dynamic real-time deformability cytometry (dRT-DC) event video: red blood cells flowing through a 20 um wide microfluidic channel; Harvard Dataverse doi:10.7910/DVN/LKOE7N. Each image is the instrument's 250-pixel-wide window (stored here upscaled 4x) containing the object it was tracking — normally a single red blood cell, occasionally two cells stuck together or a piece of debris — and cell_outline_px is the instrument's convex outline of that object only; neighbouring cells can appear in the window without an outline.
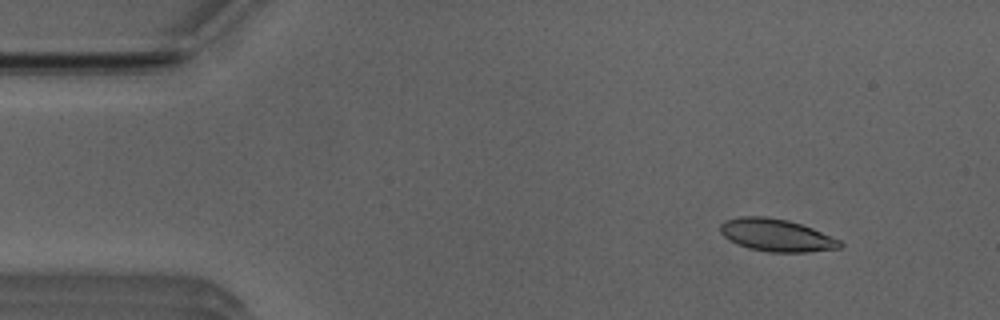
{"species": "Egyptian fruit bat (a non-hibernating species)", "species_latin": "Rousettus aegyptiacus", "temperature_condition": "room temperature", "stored_images_in_passage": 48, "camera_frame_rate_fps": 3000, "um_per_image_px": 0.085, "animal": {"sex": "male"}, "frame": {"image": 1, "passage_image": 2, "time_ms": 0.333, "image_size_px": [1000, 320], "cell_outline_px": [[844, 244], [840, 248], [808, 252], [768, 252], [748, 248], [728, 240], [720, 232], [720, 224], [724, 220], [740, 216], [764, 216], [788, 220], [812, 228], [840, 240]], "centroid_in_image_um": [65.97, 19.99], "position_along_channel_um": 19.0, "area_um2": 22.72}}
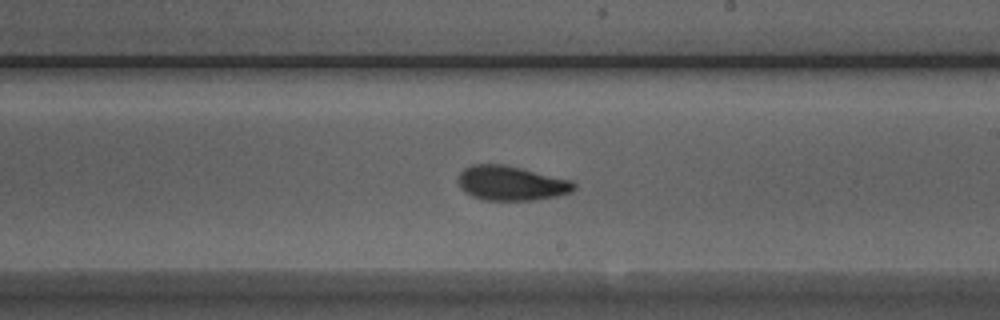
{"frame": {"image": 2, "passage_image": 26, "time_ms": 8.333, "image_size_px": [1000, 320], "cell_outline_px": [[576, 188], [572, 192], [556, 196], [536, 200], [484, 200], [472, 196], [464, 192], [460, 188], [460, 172], [464, 168], [472, 164], [504, 164], [572, 180], [576, 184]], "centroid_in_image_um": [43.47, 15.57], "position_along_channel_um": 245.5, "area_um2": 23.35}}
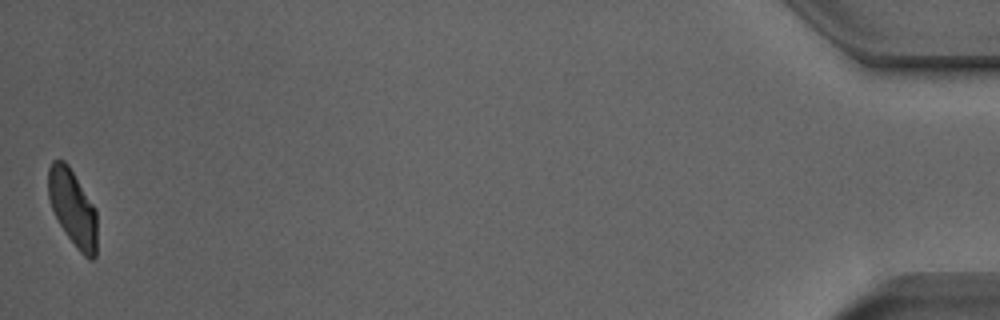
{"frame": {"image": 3, "passage_image": 48, "time_ms": 15.667, "image_size_px": [1000, 320], "cell_outline_px": [[96, 256], [92, 260], [88, 260], [76, 248], [60, 224], [52, 208], [48, 196], [48, 168], [52, 160], [64, 160], [68, 164], [96, 208]], "centroid_in_image_um": [6.19, 17.66], "position_along_channel_um": 429.0, "area_um2": 21.68}, "authors_computed_cell_mechanics": {"area_um2": 22.831, "velocity_mm_per_s": 3.897, "shape_relaxation_time_tau1_ms": 3.2744, "shape_relaxation_time_tau2_ms": 1.688, "deformation_change_tau1": 0.1295, "deformation_change_tau2": 0.0799}}